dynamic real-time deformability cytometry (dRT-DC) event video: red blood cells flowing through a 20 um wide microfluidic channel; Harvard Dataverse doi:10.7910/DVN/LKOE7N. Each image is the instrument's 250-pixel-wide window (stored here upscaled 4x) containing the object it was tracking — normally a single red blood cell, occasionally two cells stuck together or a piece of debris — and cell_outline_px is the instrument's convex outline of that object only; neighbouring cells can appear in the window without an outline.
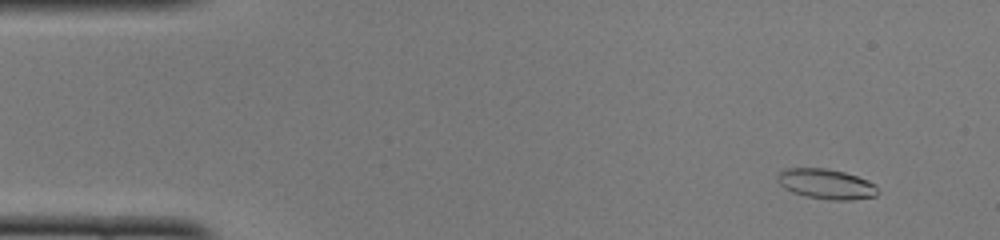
{"species": "common noctule bat (a hibernating species)", "species_latin": "Nyctalus noctula", "temperature_condition": "cold", "stored_images_in_passage": 49, "camera_frame_rate_fps": 3000, "um_per_image_px": 0.085, "animal": {"sex": "female", "body_mass_g": 22.0, "forearm_length_mm": 56.7}, "frame": {"image": 1, "passage_image": 4, "time_ms": 1.0, "image_size_px": [1000, 240], "cell_outline_px": [[880, 192], [876, 196], [852, 200], [828, 200], [808, 196], [792, 192], [784, 188], [776, 180], [776, 176], [784, 168], [828, 168], [844, 172], [868, 180], [876, 184]], "centroid_in_image_um": [70.25, 15.64], "position_along_channel_um": 14.8, "area_um2": 17.8}}
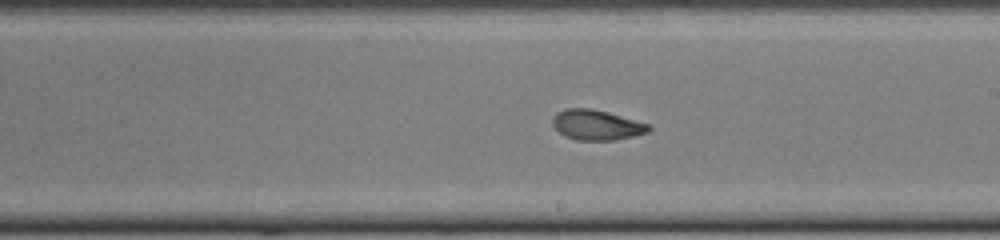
{"frame": {"image": 2, "passage_image": 28, "time_ms": 9.0, "image_size_px": [1000, 240], "cell_outline_px": [[652, 128], [648, 132], [632, 136], [612, 140], [576, 140], [564, 136], [552, 124], [552, 116], [556, 112], [564, 108], [592, 108], [608, 112], [648, 124]], "centroid_in_image_um": [50.66, 10.61], "position_along_channel_um": 238.3, "area_um2": 16.88}}
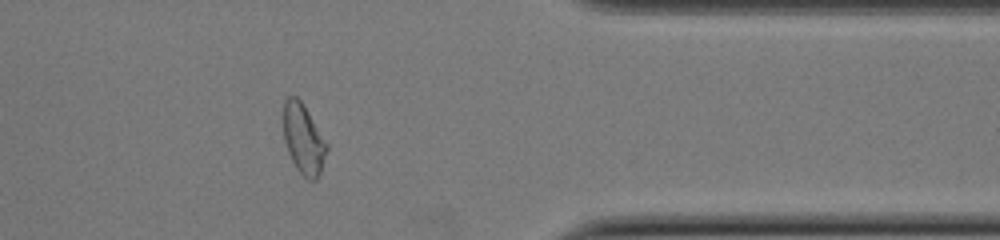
{"frame": {"image": 3, "passage_image": 40, "time_ms": 13.0, "image_size_px": [1000, 240], "cell_outline_px": [[328, 148], [320, 172], [316, 180], [308, 180], [296, 168], [288, 152], [284, 140], [284, 100], [288, 96], [296, 96], [300, 100], [328, 144]], "centroid_in_image_um": [25.79, 11.83], "position_along_channel_um": 385.6, "area_um2": 17.4}, "authors_computed_cell_mechanics": {"area_um2": 17.8024, "velocity_mm_per_s": 4.0877, "shape_relaxation_time_tau1_ms": 8.5468, "shape_relaxation_time_tau2_ms": 1.819, "deformation_change_tau1": 0.2301, "deformation_change_tau2": 0.0719}}